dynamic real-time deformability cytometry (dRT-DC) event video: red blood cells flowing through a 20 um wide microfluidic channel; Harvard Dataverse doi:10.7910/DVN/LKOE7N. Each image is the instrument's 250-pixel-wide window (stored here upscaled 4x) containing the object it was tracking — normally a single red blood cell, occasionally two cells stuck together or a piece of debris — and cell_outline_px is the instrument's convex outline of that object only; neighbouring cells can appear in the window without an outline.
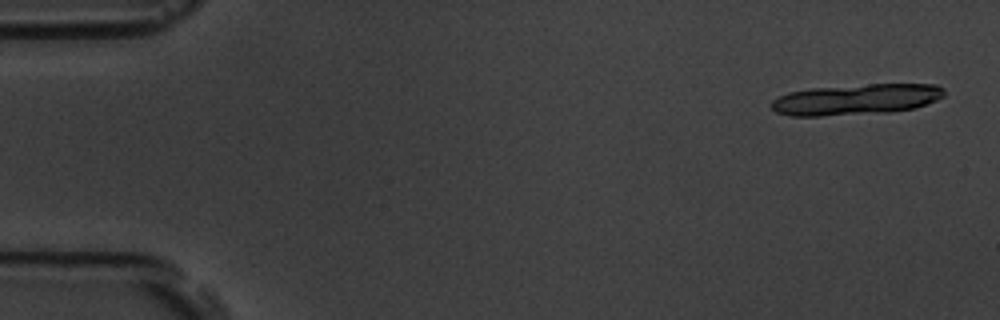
{"species": "common noctule bat (a hibernating species)", "species_latin": "Nyctalus noctula", "temperature_condition": "room temperature", "stored_images_in_passage": 13, "camera_frame_rate_fps": 3000, "um_per_image_px": 0.085, "animal": {"sex": "male", "body_mass_g": 19.5, "forearm_length_mm": 54.6}, "frame": {"image": 1, "passage_image": 1, "time_ms": 0.0, "image_size_px": [1000, 320], "cell_outline_px": [[944, 96], [936, 100], [916, 108], [888, 112], [820, 116], [788, 116], [776, 112], [772, 108], [772, 100], [788, 92], [812, 88], [868, 84], [936, 84], [944, 88]], "centroid_in_image_um": [72.78, 8.45], "position_along_channel_um": 12.2, "area_um2": 31.1}}
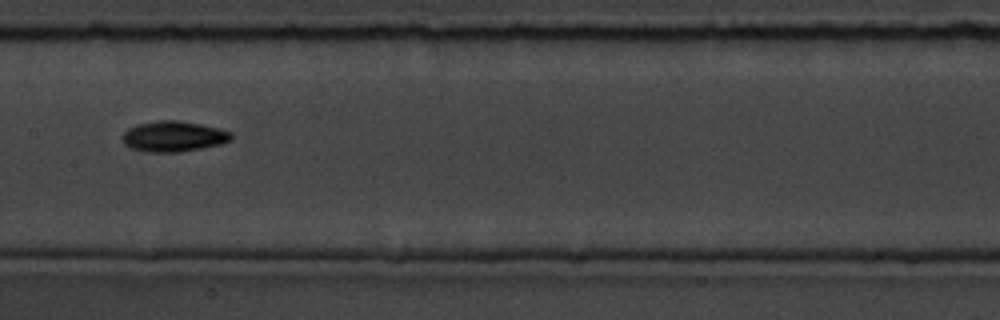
{"frame": {"image": 2, "passage_image": 8, "time_ms": 9.0, "image_size_px": [1000, 320], "cell_outline_px": [[232, 140], [220, 144], [180, 152], [148, 152], [128, 148], [124, 144], [120, 136], [128, 128], [136, 124], [156, 120], [176, 120], [200, 124], [220, 128], [232, 132]], "centroid_in_image_um": [14.71, 11.59], "position_along_channel_um": 192.7, "area_um2": 19.65}}
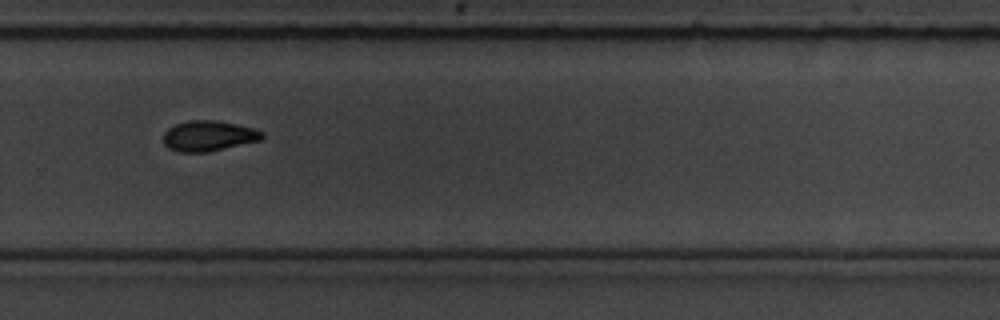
{"frame": {"image": 3, "passage_image": 11, "time_ms": 12.333, "image_size_px": [1000, 320], "cell_outline_px": [[264, 136], [260, 140], [208, 152], [180, 152], [168, 148], [164, 144], [164, 132], [168, 128], [176, 124], [188, 120], [216, 120], [236, 124], [252, 128], [264, 132]], "centroid_in_image_um": [17.71, 11.55], "position_along_channel_um": 312.1, "area_um2": 17.46}, "authors_computed_cell_mechanics": {"area_um2": 17.9758, "velocity_mm_per_s": 3.5816, "shape_relaxation_time_tau1_ms": 4.5078, "shape_relaxation_time_tau2_ms": null, "deformation_change_tau1": 0.1548, "deformation_change_tau2": null}}